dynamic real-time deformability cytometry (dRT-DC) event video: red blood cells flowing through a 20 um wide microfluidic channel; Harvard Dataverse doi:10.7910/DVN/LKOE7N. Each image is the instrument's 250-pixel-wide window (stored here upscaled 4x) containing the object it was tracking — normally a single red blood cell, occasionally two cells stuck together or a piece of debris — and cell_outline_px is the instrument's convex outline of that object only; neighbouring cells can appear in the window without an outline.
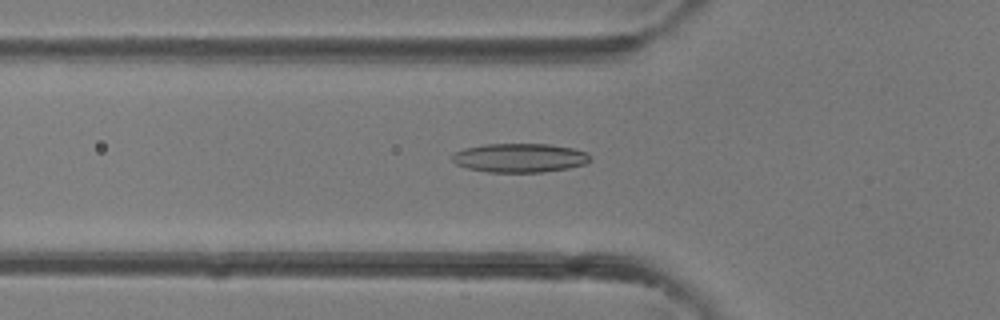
{"species": "common noctule bat (a hibernating species)", "species_latin": "Nyctalus noctula", "temperature_condition": "room temperature", "stored_images_in_passage": 39, "camera_frame_rate_fps": 3000, "um_per_image_px": 0.085, "animal": {"sex": "female"}, "frame": {"image": 1, "passage_image": 13, "time_ms": 4.0, "image_size_px": [1000, 320], "cell_outline_px": [[592, 160], [584, 164], [568, 168], [544, 172], [488, 172], [468, 168], [456, 164], [452, 160], [452, 156], [456, 152], [464, 148], [484, 144], [548, 144], [572, 148], [588, 152], [592, 156]], "centroid_in_image_um": [44.21, 13.41], "position_along_channel_um": 81.6, "area_um2": 23.35}}
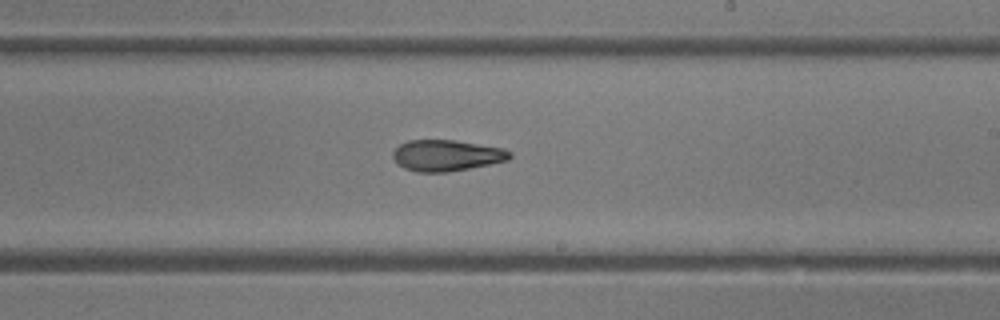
{"frame": {"image": 2, "passage_image": 23, "time_ms": 7.333, "image_size_px": [1000, 320], "cell_outline_px": [[512, 156], [508, 160], [448, 172], [416, 172], [404, 168], [392, 156], [392, 152], [400, 144], [408, 140], [456, 140], [504, 148], [512, 152]], "centroid_in_image_um": [37.97, 13.2], "position_along_channel_um": 251.0, "area_um2": 21.15}}
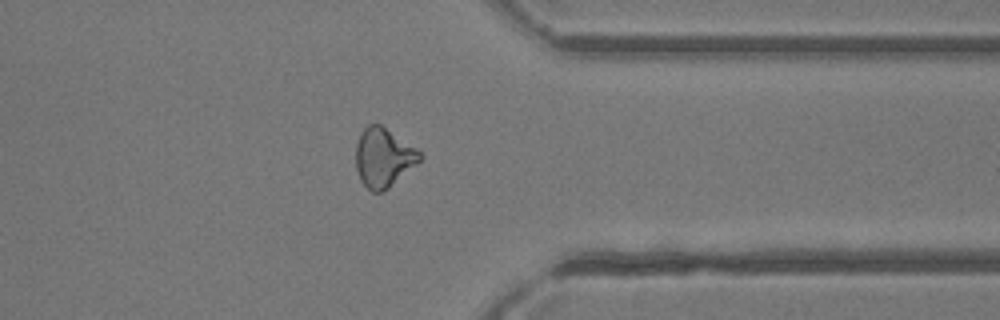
{"frame": {"image": 3, "passage_image": 31, "time_ms": 10.0, "image_size_px": [1000, 320], "cell_outline_px": [[424, 156], [416, 164], [388, 188], [380, 192], [372, 192], [360, 180], [356, 168], [356, 144], [360, 132], [368, 124], [380, 124], [420, 152]], "centroid_in_image_um": [32.56, 13.39], "position_along_channel_um": 378.8, "area_um2": 21.62}}